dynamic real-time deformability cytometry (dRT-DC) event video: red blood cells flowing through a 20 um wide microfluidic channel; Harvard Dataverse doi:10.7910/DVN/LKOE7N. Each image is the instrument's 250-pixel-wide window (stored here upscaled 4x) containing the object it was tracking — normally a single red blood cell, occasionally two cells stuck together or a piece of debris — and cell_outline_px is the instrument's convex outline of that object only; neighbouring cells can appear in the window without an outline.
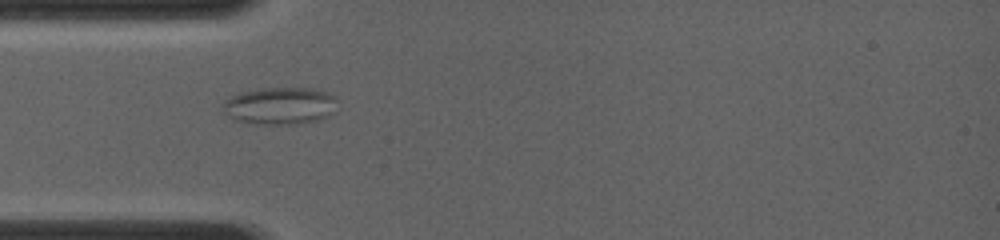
{"species": "common noctule bat (a hibernating species)", "species_latin": "Nyctalus noctula", "temperature_condition": "room temperature", "stored_images_in_passage": 2, "camera_frame_rate_fps": 4000, "um_per_image_px": 0.085, "animal": {"sex": "female", "body_mass_g": 19.0, "forearm_length_mm": 56.7}, "frame": {"image": 1, "passage_image": 1, "time_ms": 0.0, "image_size_px": [1000, 240], "cell_outline_px": [[336, 100], [328, 116], [316, 120], [296, 124], [256, 124], [236, 120], [224, 108], [224, 104], [232, 96], [240, 92], [260, 88], [312, 88], [336, 96]], "centroid_in_image_um": [23.81, 8.98], "position_along_channel_um": 61.2, "area_um2": 24.22}}
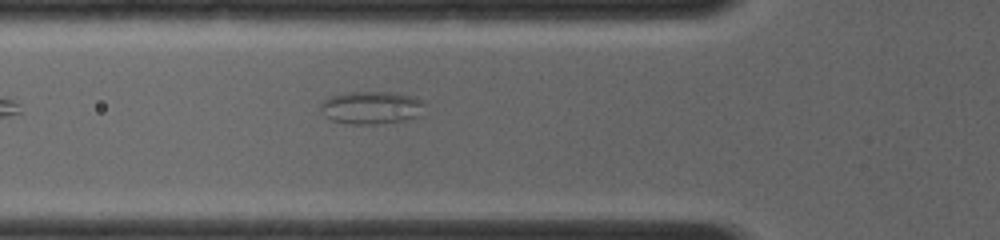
{"frame": {"image": 2, "passage_image": 2, "time_ms": 0.75, "image_size_px": [1000, 240], "cell_outline_px": [[424, 100], [416, 116], [404, 120], [376, 124], [352, 124], [332, 120], [324, 116], [320, 112], [320, 104], [328, 96], [348, 92], [392, 92], [412, 96]], "centroid_in_image_um": [31.47, 9.13], "position_along_channel_um": 94.3, "area_um2": 19.71}}